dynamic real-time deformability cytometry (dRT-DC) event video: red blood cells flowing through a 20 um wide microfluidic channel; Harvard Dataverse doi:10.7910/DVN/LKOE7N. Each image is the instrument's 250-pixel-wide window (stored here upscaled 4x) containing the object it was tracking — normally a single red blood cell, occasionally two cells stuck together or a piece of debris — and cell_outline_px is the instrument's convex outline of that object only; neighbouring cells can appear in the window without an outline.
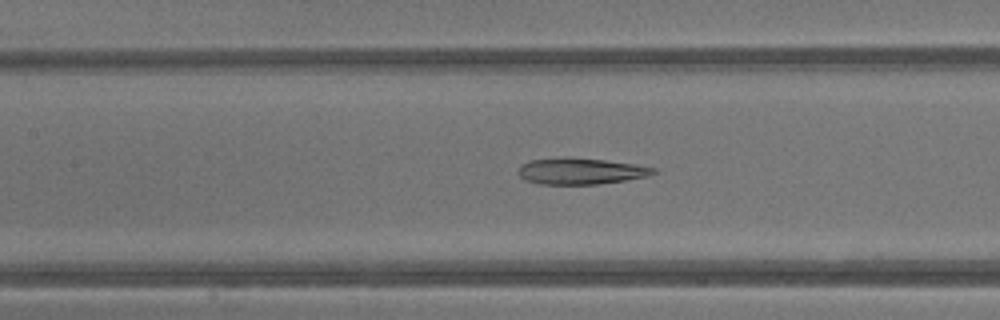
{"species": "common noctule bat (a hibernating species)", "species_latin": "Nyctalus noctula", "temperature_condition": "warm", "stored_images_in_passage": 42, "camera_frame_rate_fps": 3000, "um_per_image_px": 0.085, "animal": {"sex": "male", "body_mass_g": 13.3}, "frame": {"image": 1, "passage_image": 19, "time_ms": 6.0, "image_size_px": [1000, 320], "cell_outline_px": [[656, 172], [648, 176], [624, 180], [596, 184], [540, 184], [524, 180], [516, 172], [520, 164], [528, 160], [564, 156], [604, 160], [636, 164], [656, 168]], "centroid_in_image_um": [49.28, 14.53], "position_along_channel_um": 158.1, "area_um2": 20.98}}
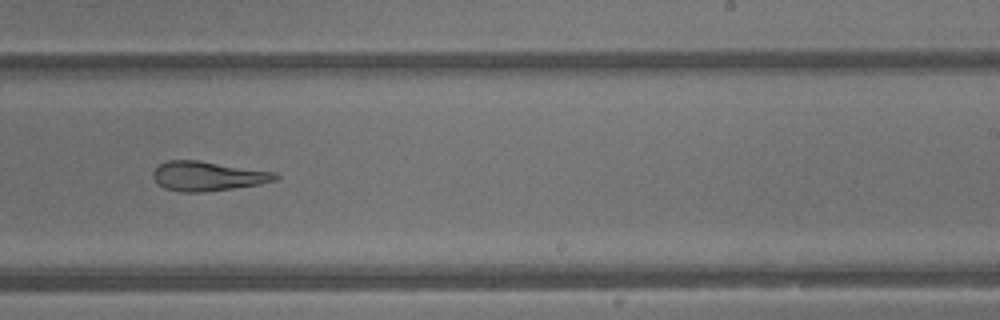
{"frame": {"image": 2, "passage_image": 26, "time_ms": 8.333, "image_size_px": [1000, 320], "cell_outline_px": [[280, 176], [276, 180], [260, 184], [204, 192], [180, 192], [164, 188], [152, 176], [152, 172], [160, 164], [168, 160], [200, 160], [276, 172]], "centroid_in_image_um": [17.67, 14.96], "position_along_channel_um": 271.3, "area_um2": 21.04}}
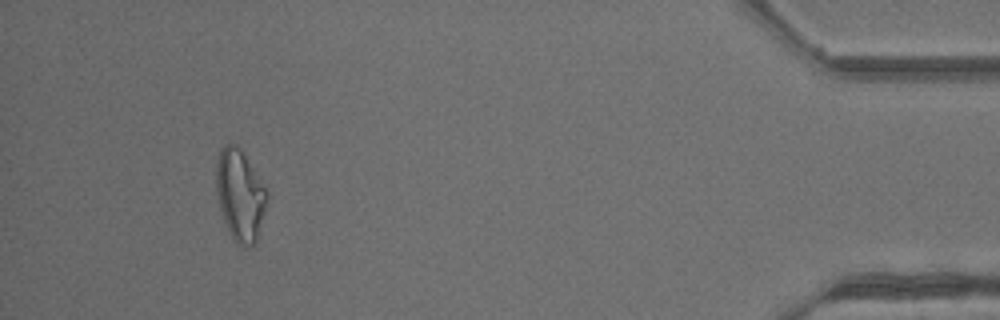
{"frame": {"image": 3, "passage_image": 39, "time_ms": 12.667, "image_size_px": [1000, 320], "cell_outline_px": [[268, 200], [256, 240], [248, 248], [244, 248], [236, 244], [232, 240], [224, 220], [220, 208], [216, 192], [216, 160], [220, 148], [224, 144], [236, 144], [244, 152], [268, 192]], "centroid_in_image_um": [20.39, 16.57], "position_along_channel_um": 414.8, "area_um2": 27.28}, "authors_computed_cell_mechanics": {"area_um2": 24.5939, "velocity_mm_per_s": 4.8785, "shape_relaxation_time_tau1_ms": null, "shape_relaxation_time_tau2_ms": 6.8626, "deformation_change_tau1": null, "deformation_change_tau2": 0.2051}}